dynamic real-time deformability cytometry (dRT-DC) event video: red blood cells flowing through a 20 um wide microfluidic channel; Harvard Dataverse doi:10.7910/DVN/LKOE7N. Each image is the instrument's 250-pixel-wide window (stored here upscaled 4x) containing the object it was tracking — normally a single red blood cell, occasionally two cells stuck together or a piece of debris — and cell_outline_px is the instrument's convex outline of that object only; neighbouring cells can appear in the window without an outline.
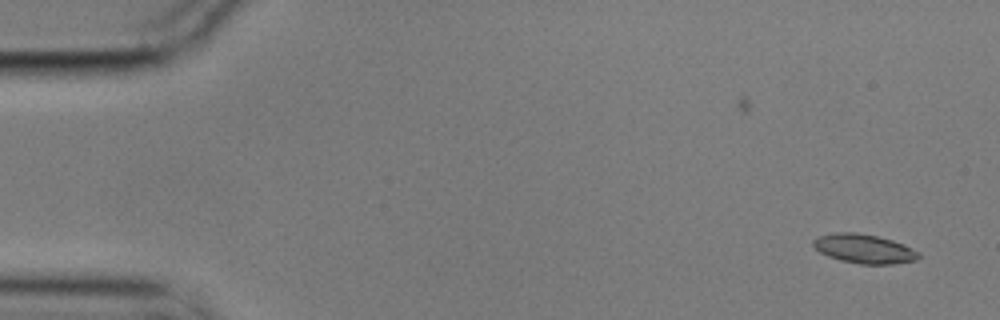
{"species": "common noctule bat (a hibernating species)", "species_latin": "Nyctalus noctula", "temperature_condition": "cold", "stored_images_in_passage": 2, "camera_frame_rate_fps": 3000, "um_per_image_px": 0.085, "animal": {"sex": "male", "body_mass_g": 17.9}, "frame": {"image": 1, "passage_image": 2, "time_ms": 0.333, "image_size_px": [1000, 320], "cell_outline_px": [[920, 256], [916, 260], [892, 264], [860, 264], [840, 260], [828, 256], [820, 252], [812, 244], [812, 240], [820, 236], [836, 232], [856, 232], [876, 236], [892, 240], [904, 244], [920, 252]], "centroid_in_image_um": [73.46, 21.14], "position_along_channel_um": 11.5, "area_um2": 17.86}}